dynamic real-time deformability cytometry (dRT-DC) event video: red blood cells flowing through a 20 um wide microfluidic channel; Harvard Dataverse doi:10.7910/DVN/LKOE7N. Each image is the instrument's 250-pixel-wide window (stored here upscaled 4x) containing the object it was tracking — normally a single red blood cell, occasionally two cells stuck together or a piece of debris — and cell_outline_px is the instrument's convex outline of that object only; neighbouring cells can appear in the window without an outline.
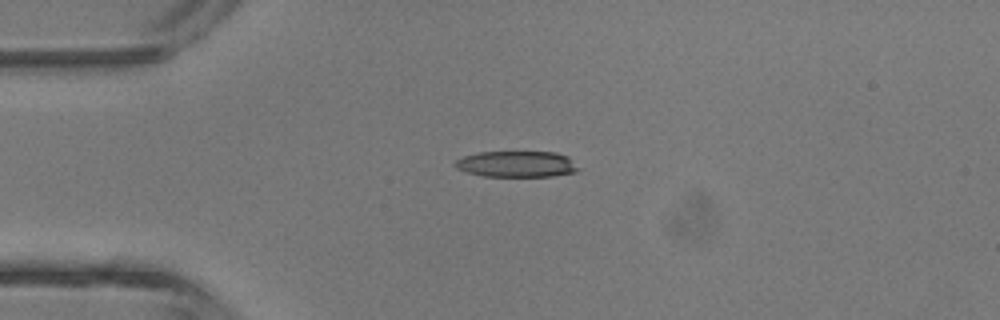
{"species": "common noctule bat (a hibernating species)", "species_latin": "Nyctalus noctula", "temperature_condition": "room temperature", "stored_images_in_passage": 4, "camera_frame_rate_fps": 3000, "um_per_image_px": 0.085, "animal": {"sex": "male", "body_mass_g": 13.3}, "frame": {"image": 1, "passage_image": 3, "time_ms": 2.333, "image_size_px": [1000, 320], "cell_outline_px": [[580, 168], [576, 172], [552, 176], [484, 176], [468, 172], [456, 168], [452, 164], [456, 160], [464, 156], [480, 152], [556, 152], [568, 156]], "centroid_in_image_um": [43.93, 13.94], "position_along_channel_um": 41.1, "area_um2": 18.73}}
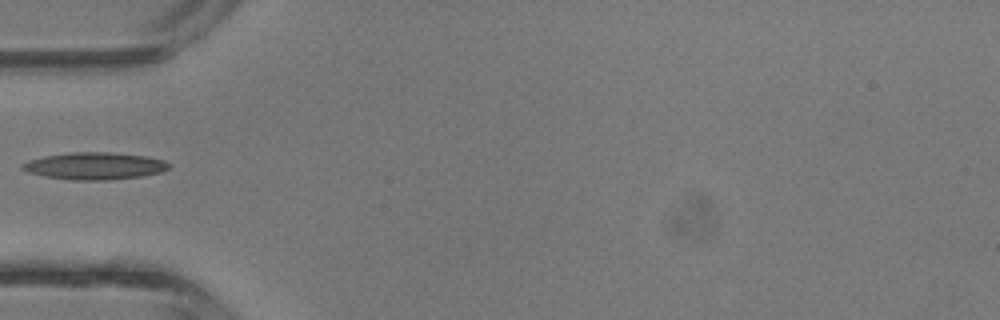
{"frame": {"image": 2, "passage_image": 4, "time_ms": 3.667, "image_size_px": [1000, 320], "cell_outline_px": [[172, 164], [168, 168], [160, 172], [144, 176], [108, 180], [72, 180], [44, 176], [28, 172], [20, 168], [20, 164], [28, 160], [44, 156], [72, 152], [108, 152], [148, 156], [164, 160]], "centroid_in_image_um": [8.05, 14.1], "position_along_channel_um": 77.0, "area_um2": 23.35}}